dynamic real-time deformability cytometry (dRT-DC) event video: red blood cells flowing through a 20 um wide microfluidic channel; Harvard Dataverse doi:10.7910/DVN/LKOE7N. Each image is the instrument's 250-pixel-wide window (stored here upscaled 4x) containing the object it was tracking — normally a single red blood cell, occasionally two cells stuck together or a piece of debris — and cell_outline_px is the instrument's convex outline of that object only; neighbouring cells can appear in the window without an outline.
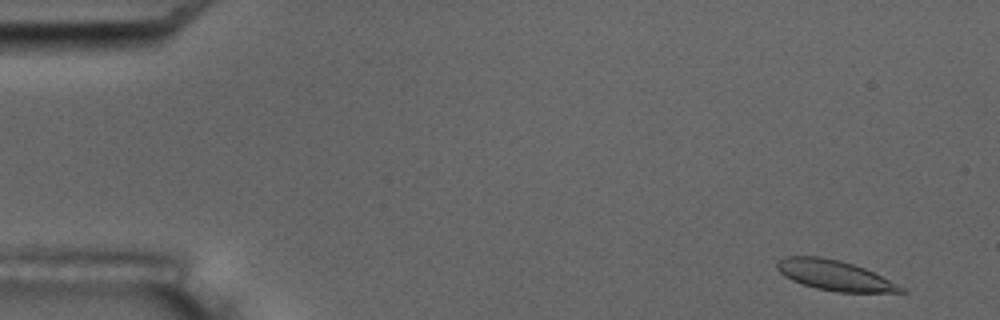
{"species": "common noctule bat (a hibernating species)", "species_latin": "Nyctalus noctula", "temperature_condition": "room temperature", "stored_images_in_passage": 4, "camera_frame_rate_fps": 3000, "um_per_image_px": 0.085, "animal": {"sex": "male", "body_mass_g": 17.5, "forearm_length_mm": 52.3}, "frame": {"image": 1, "passage_image": 1, "time_ms": 0.0, "image_size_px": [1000, 320], "cell_outline_px": [[908, 292], [836, 292], [816, 288], [792, 280], [784, 276], [776, 268], [776, 264], [784, 256], [820, 256], [840, 260], [864, 268], [908, 288]], "centroid_in_image_um": [70.97, 23.4], "position_along_channel_um": 14.0, "area_um2": 21.79}}